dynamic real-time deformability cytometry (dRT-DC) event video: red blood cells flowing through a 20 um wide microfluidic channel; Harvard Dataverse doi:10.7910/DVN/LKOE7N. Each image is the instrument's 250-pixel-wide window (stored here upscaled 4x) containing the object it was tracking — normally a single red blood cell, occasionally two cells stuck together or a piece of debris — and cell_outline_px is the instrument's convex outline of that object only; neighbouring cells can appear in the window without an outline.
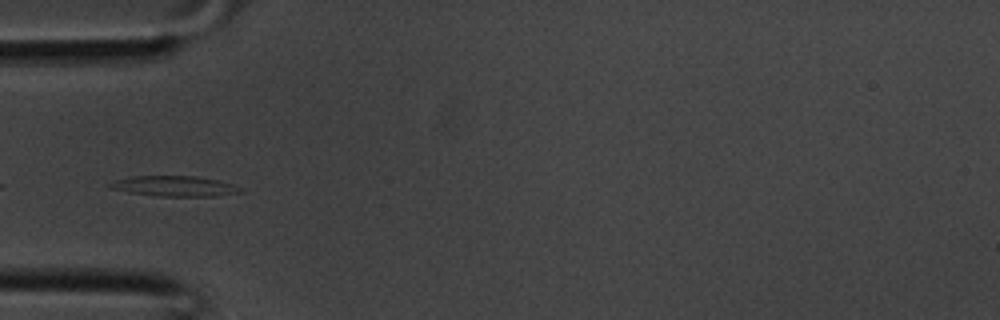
{"species": "common noctule bat (a hibernating species)", "species_latin": "Nyctalus noctula", "temperature_condition": "room temperature", "stored_images_in_passage": 36, "camera_frame_rate_fps": 3000, "um_per_image_px": 0.085, "animal": {"sex": "male", "body_mass_g": 20.1, "forearm_length_mm": 53.5}, "frame": {"image": 1, "passage_image": 11, "time_ms": 3.333, "image_size_px": [1000, 320], "cell_outline_px": [[244, 192], [216, 196], [160, 196], [128, 192], [112, 188], [108, 184], [116, 180], [128, 176], [196, 176], [216, 180], [232, 184], [240, 188]], "centroid_in_image_um": [14.84, 15.82], "position_along_channel_um": 70.2, "area_um2": 15.32}}
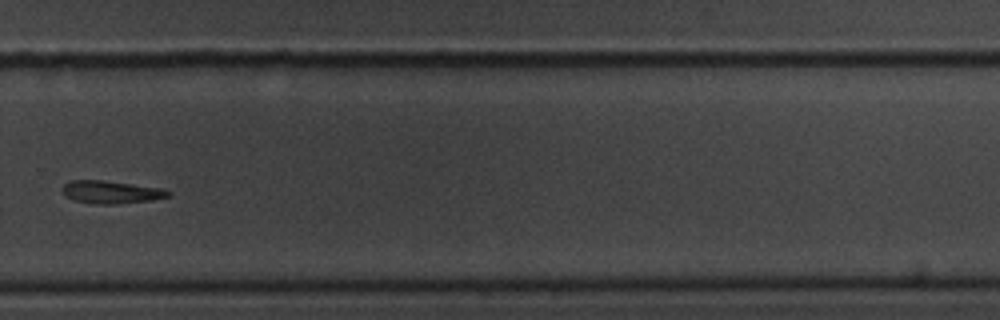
{"frame": {"image": 2, "passage_image": 25, "time_ms": 8.0, "image_size_px": [1000, 320], "cell_outline_px": [[172, 192], [168, 196], [152, 200], [112, 204], [96, 204], [72, 200], [64, 196], [60, 188], [64, 184], [72, 180], [104, 180], [164, 188]], "centroid_in_image_um": [9.41, 16.32], "position_along_channel_um": 320.4, "area_um2": 14.22}}
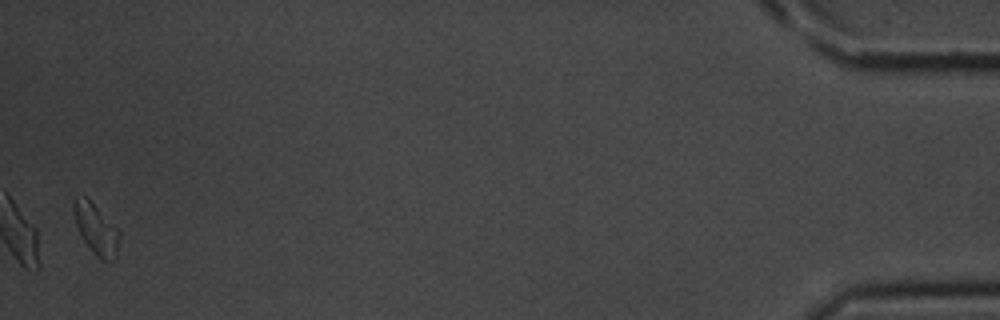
{"frame": {"image": 3, "passage_image": 36, "time_ms": 11.667, "image_size_px": [1000, 320], "cell_outline_px": [[120, 240], [116, 256], [112, 260], [100, 260], [92, 252], [84, 240], [76, 224], [72, 208], [72, 200], [84, 196], [88, 196], [120, 232]], "centroid_in_image_um": [8.17, 19.45], "position_along_channel_um": 427.0, "area_um2": 13.53}}